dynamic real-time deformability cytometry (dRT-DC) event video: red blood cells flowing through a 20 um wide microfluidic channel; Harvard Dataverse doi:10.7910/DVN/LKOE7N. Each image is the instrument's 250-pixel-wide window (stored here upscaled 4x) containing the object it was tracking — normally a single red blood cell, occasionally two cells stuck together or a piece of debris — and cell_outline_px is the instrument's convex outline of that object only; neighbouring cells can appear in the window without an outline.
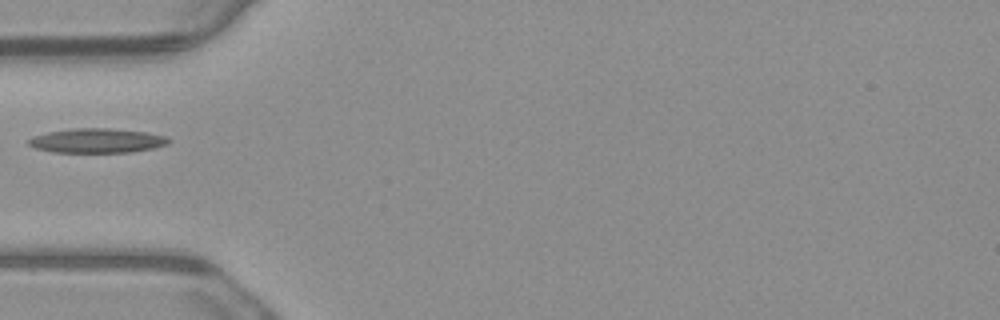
{"species": "common noctule bat (a hibernating species)", "species_latin": "Nyctalus noctula", "temperature_condition": "warm", "stored_images_in_passage": 2, "camera_frame_rate_fps": 3000, "um_per_image_px": 0.085, "animal": {"sex": "male", "body_mass_g": 23.1, "forearm_length_mm": 52.7}, "frame": {"image": 1, "passage_image": 2, "time_ms": 0.333, "image_size_px": [1000, 320], "cell_outline_px": [[172, 140], [168, 144], [152, 148], [132, 152], [52, 152], [36, 148], [28, 144], [28, 140], [32, 136], [48, 132], [76, 128], [108, 128], [148, 132], [168, 136]], "centroid_in_image_um": [8.29, 11.95], "position_along_channel_um": 76.7, "area_um2": 20.0}}